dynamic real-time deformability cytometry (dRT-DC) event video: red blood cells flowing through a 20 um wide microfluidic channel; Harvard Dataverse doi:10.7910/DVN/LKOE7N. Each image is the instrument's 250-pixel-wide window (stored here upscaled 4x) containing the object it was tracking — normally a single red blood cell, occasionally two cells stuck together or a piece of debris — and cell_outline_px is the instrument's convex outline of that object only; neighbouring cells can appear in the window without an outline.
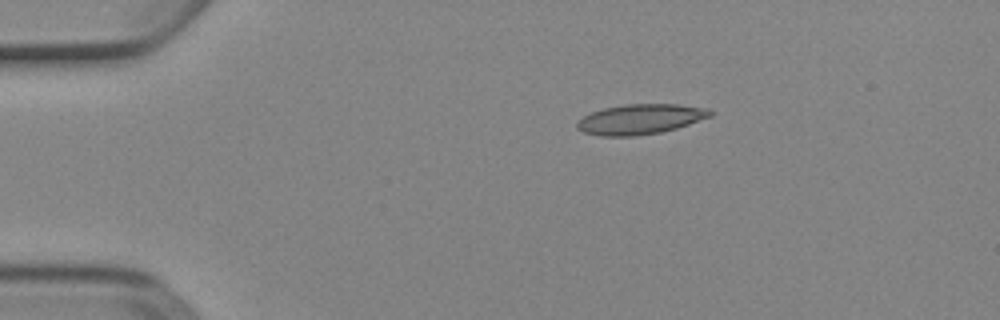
{"species": "Egyptian fruit bat (a non-hibernating species)", "species_latin": "Rousettus aegyptiacus", "temperature_condition": "cold", "stored_images_in_passage": 3, "camera_frame_rate_fps": 3000, "um_per_image_px": 0.085, "animal": {"sex": "female"}, "frame": {"image": 1, "passage_image": 2, "time_ms": 0.333, "image_size_px": [1000, 320], "cell_outline_px": [[712, 116], [676, 128], [660, 132], [636, 136], [600, 136], [584, 132], [576, 128], [576, 124], [584, 116], [592, 112], [604, 108], [624, 104], [680, 104], [708, 108], [712, 112]], "centroid_in_image_um": [54.43, 10.13], "position_along_channel_um": 30.6, "area_um2": 23.29}}